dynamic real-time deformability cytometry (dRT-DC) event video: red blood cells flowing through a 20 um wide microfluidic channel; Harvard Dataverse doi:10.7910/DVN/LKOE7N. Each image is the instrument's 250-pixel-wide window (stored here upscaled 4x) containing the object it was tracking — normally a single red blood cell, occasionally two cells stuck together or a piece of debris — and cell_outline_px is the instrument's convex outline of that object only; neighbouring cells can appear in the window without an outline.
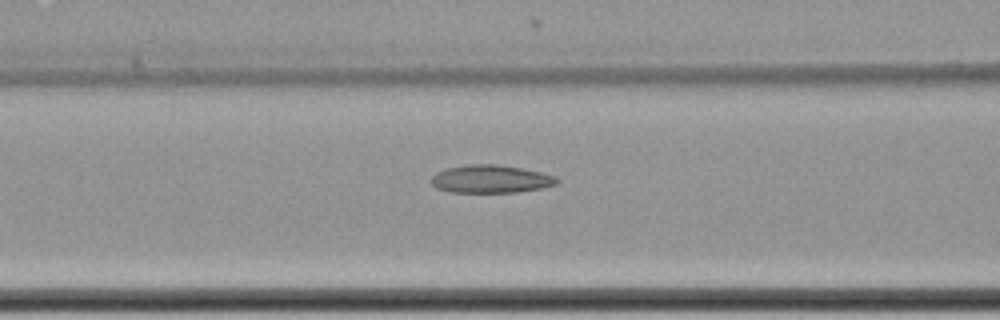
{"species": "common noctule bat (a hibernating species)", "species_latin": "Nyctalus noctula", "temperature_condition": "cold", "stored_images_in_passage": 18, "camera_frame_rate_fps": 3000, "um_per_image_px": 0.085, "animal": {"sex": "female", "body_mass_g": 22.7, "forearm_length_mm": 54.2}, "frame": {"image": 1, "passage_image": 16, "time_ms": 5.0, "image_size_px": [1000, 320], "cell_outline_px": [[560, 180], [556, 184], [540, 188], [516, 192], [448, 192], [436, 188], [432, 184], [432, 176], [436, 172], [448, 168], [468, 164], [496, 164], [520, 168], [540, 172], [556, 176]], "centroid_in_image_um": [41.7, 15.21], "position_along_channel_um": 124.9, "area_um2": 20.35}}